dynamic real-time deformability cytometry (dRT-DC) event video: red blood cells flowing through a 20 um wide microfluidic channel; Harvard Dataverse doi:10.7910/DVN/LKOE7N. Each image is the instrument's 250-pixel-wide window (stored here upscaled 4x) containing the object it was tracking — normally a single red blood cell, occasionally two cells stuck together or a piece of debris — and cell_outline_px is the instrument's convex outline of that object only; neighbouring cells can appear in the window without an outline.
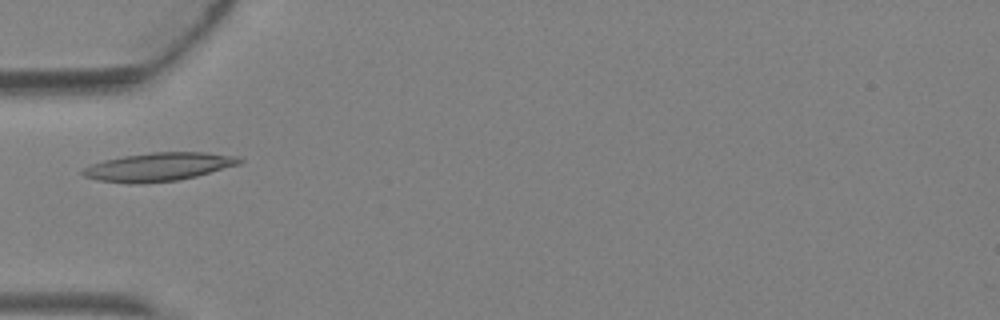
{"species": "Egyptian fruit bat (a non-hibernating species)", "species_latin": "Rousettus aegyptiacus", "temperature_condition": "warm", "stored_images_in_passage": 4, "camera_frame_rate_fps": 3000, "um_per_image_px": 0.085, "animal": {"sex": "female"}, "frame": {"image": 1, "passage_image": 4, "time_ms": 1.0, "image_size_px": [1000, 320], "cell_outline_px": [[244, 160], [240, 164], [196, 176], [176, 180], [128, 184], [96, 180], [84, 176], [80, 172], [84, 168], [92, 164], [104, 160], [124, 156], [152, 152], [204, 152], [240, 156]], "centroid_in_image_um": [13.49, 14.17], "position_along_channel_um": 71.5, "area_um2": 25.84}}